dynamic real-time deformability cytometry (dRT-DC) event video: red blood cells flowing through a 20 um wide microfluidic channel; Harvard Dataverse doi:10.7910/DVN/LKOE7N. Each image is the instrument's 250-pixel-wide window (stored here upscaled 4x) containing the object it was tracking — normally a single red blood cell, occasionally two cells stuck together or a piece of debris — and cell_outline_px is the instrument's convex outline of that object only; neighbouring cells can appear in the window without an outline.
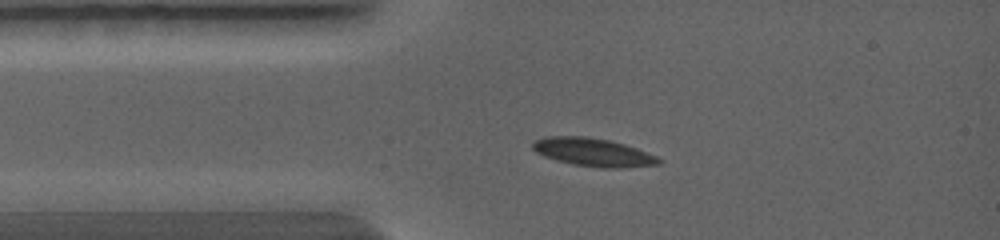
{"species": "common noctule bat (a hibernating species)", "species_latin": "Nyctalus noctula", "temperature_condition": "warm", "stored_images_in_passage": 25, "camera_frame_rate_fps": 5000, "um_per_image_px": 0.085, "animal": {"sex": "female", "body_mass_g": 19.0, "forearm_length_mm": 56.7}, "frame": {"image": 1, "passage_image": 5, "time_ms": 1.6, "image_size_px": [1000, 240], "cell_outline_px": [[664, 160], [660, 164], [620, 168], [600, 168], [572, 164], [556, 160], [544, 156], [536, 152], [532, 148], [532, 144], [536, 140], [544, 136], [588, 136], [608, 140], [624, 144], [636, 148], [656, 156]], "centroid_in_image_um": [50.41, 12.94], "position_along_channel_um": 34.6, "area_um2": 20.75}}
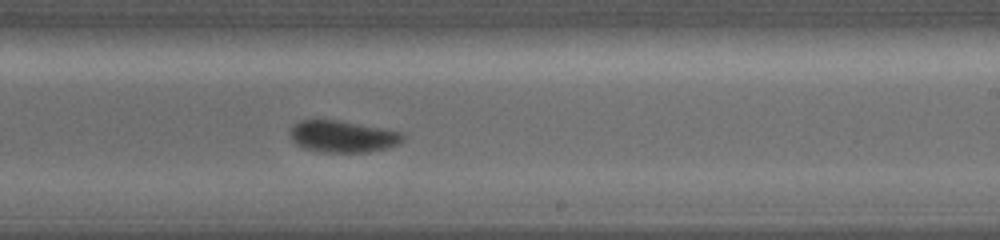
{"frame": {"image": 2, "passage_image": 16, "time_ms": 6.0, "image_size_px": [1000, 240], "cell_outline_px": [[404, 140], [400, 144], [368, 152], [320, 152], [304, 148], [296, 144], [292, 140], [288, 132], [292, 124], [300, 120], [336, 120], [404, 132]], "centroid_in_image_um": [29.1, 11.6], "position_along_channel_um": 259.9, "area_um2": 20.98}}
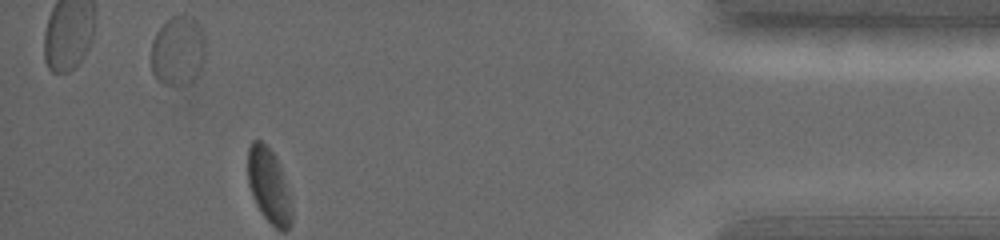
{"frame": {"image": 3, "passage_image": 25, "time_ms": 9.8, "image_size_px": [1000, 240], "cell_outline_px": [[204, 60], [196, 76], [188, 84], [164, 84], [152, 72], [152, 40], [156, 32], [172, 16], [184, 12], [192, 16], [200, 24], [204, 36]], "centroid_in_image_um": [15.14, 4.26], "position_along_channel_um": 420.1, "area_um2": 22.02}}